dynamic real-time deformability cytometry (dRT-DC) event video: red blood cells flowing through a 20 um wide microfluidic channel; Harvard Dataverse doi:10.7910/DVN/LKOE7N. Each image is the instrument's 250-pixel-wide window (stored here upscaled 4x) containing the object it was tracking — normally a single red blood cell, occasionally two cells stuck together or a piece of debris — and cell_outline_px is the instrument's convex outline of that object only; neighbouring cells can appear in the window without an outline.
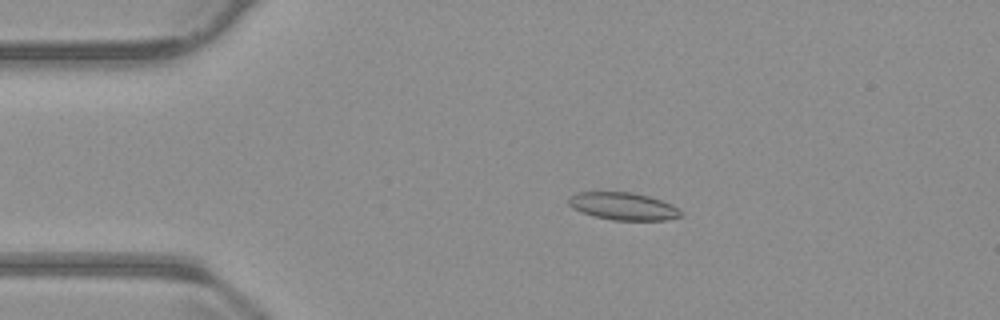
{"species": "common noctule bat (a hibernating species)", "species_latin": "Nyctalus noctula", "temperature_condition": "warm", "stored_images_in_passage": 54, "camera_frame_rate_fps": 3000, "um_per_image_px": 0.085, "animal": {"sex": "male", "body_mass_g": 23.1, "forearm_length_mm": 52.7}, "frame": {"image": 1, "passage_image": 11, "time_ms": 3.333, "image_size_px": [1000, 320], "cell_outline_px": [[684, 216], [664, 220], [612, 220], [592, 216], [580, 212], [572, 208], [568, 204], [568, 200], [572, 196], [580, 192], [632, 192], [648, 196], [672, 204]], "centroid_in_image_um": [52.95, 17.54], "position_along_channel_um": 32.0, "area_um2": 17.92}}
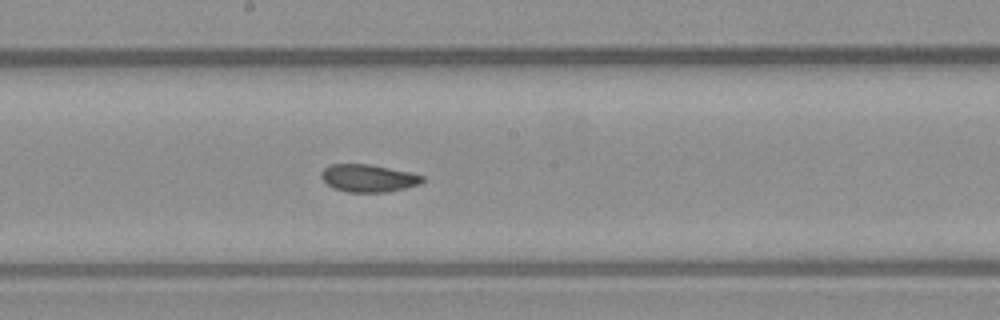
{"frame": {"image": 2, "passage_image": 29, "time_ms": 9.333, "image_size_px": [1000, 320], "cell_outline_px": [[424, 180], [420, 184], [388, 192], [348, 192], [332, 188], [320, 176], [320, 172], [324, 168], [332, 164], [372, 164], [408, 172], [424, 176]], "centroid_in_image_um": [31.29, 15.14], "position_along_channel_um": 216.9, "area_um2": 16.24}}
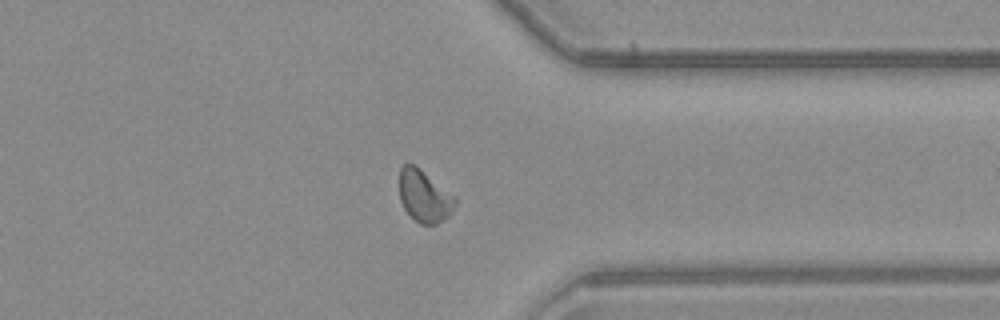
{"frame": {"image": 3, "passage_image": 42, "time_ms": 13.667, "image_size_px": [1000, 320], "cell_outline_px": [[456, 204], [452, 212], [448, 216], [436, 224], [420, 224], [404, 208], [400, 200], [400, 168], [404, 164], [416, 164], [456, 196]], "centroid_in_image_um": [36.09, 16.64], "position_along_channel_um": 375.3, "area_um2": 16.99}, "authors_computed_cell_mechanics": {"area_um2": 17.051, "velocity_mm_per_s": 3.7938, "shape_relaxation_time_tau1_ms": null, "shape_relaxation_time_tau2_ms": 3.342, "deformation_change_tau1": null, "deformation_change_tau2": 0.0824}}